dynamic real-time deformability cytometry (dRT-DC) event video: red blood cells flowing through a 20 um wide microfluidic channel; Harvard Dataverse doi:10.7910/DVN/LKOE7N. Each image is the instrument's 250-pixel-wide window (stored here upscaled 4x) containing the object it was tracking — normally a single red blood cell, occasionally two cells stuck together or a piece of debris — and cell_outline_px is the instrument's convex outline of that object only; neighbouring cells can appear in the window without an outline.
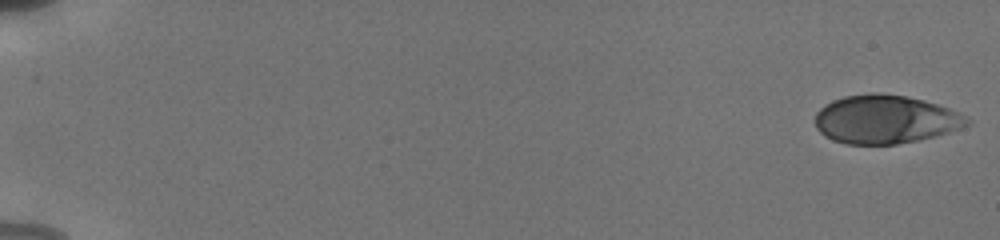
{"species": "human", "species_latin": "Homo sapiens", "temperature_condition": "cold", "stored_images_in_passage": 25, "camera_frame_rate_fps": 3000, "um_per_image_px": 0.085, "donor": {"sex": "male"}, "frame": {"image": 1, "passage_image": 1, "time_ms": 0.0, "image_size_px": [1000, 240], "cell_outline_px": [[972, 124], [936, 136], [896, 144], [848, 144], [832, 140], [824, 136], [816, 128], [816, 112], [824, 104], [832, 100], [844, 96], [868, 92], [876, 92], [904, 96], [924, 100], [948, 108], [972, 120]], "centroid_in_image_um": [75.23, 10.14], "position_along_channel_um": 9.8, "area_um2": 43.0}}
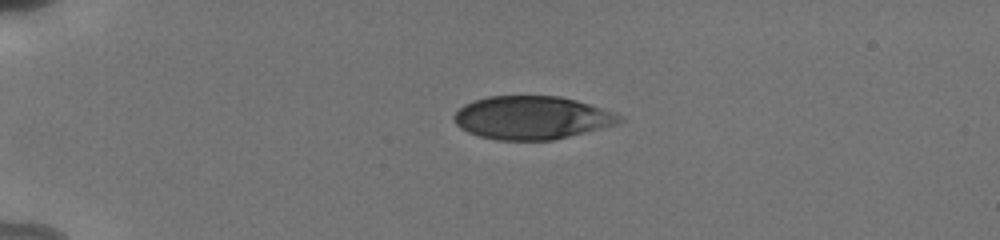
{"frame": {"image": 2, "passage_image": 14, "time_ms": 4.333, "image_size_px": [1000, 240], "cell_outline_px": [[624, 120], [616, 124], [552, 140], [496, 140], [480, 136], [468, 132], [460, 128], [452, 120], [452, 116], [464, 104], [472, 100], [488, 96], [560, 96], [576, 100], [624, 116]], "centroid_in_image_um": [45.15, 10.0], "position_along_channel_um": 39.8, "area_um2": 41.5}}
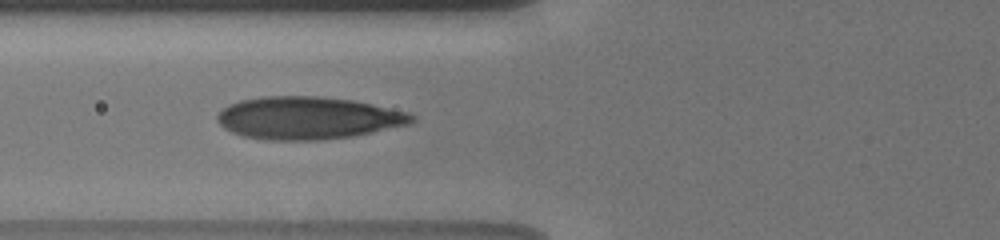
{"frame": {"image": 3, "passage_image": 23, "time_ms": 7.333, "image_size_px": [1000, 240], "cell_outline_px": [[416, 120], [412, 124], [352, 136], [320, 140], [264, 140], [244, 136], [232, 132], [224, 128], [216, 120], [216, 116], [228, 104], [240, 100], [260, 96], [316, 96], [352, 100], [372, 104], [408, 112], [416, 116]], "centroid_in_image_um": [26.18, 10.03], "position_along_channel_um": 99.6, "area_um2": 48.38}}